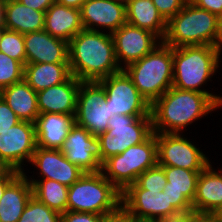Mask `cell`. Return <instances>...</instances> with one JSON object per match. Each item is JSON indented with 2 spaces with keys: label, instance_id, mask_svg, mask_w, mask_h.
Listing matches in <instances>:
<instances>
[{
  "label": "cell",
  "instance_id": "obj_1",
  "mask_svg": "<svg viewBox=\"0 0 222 222\" xmlns=\"http://www.w3.org/2000/svg\"><path fill=\"white\" fill-rule=\"evenodd\" d=\"M71 75L81 82L99 81L121 71L112 34L83 29L68 43Z\"/></svg>",
  "mask_w": 222,
  "mask_h": 222
},
{
  "label": "cell",
  "instance_id": "obj_2",
  "mask_svg": "<svg viewBox=\"0 0 222 222\" xmlns=\"http://www.w3.org/2000/svg\"><path fill=\"white\" fill-rule=\"evenodd\" d=\"M219 108L208 94L172 86L150 106L153 132L183 133L185 127Z\"/></svg>",
  "mask_w": 222,
  "mask_h": 222
},
{
  "label": "cell",
  "instance_id": "obj_3",
  "mask_svg": "<svg viewBox=\"0 0 222 222\" xmlns=\"http://www.w3.org/2000/svg\"><path fill=\"white\" fill-rule=\"evenodd\" d=\"M222 50L217 46L193 45L173 48L172 86L182 90H192L208 94L221 108L222 96L210 93L208 81L216 75L222 59Z\"/></svg>",
  "mask_w": 222,
  "mask_h": 222
},
{
  "label": "cell",
  "instance_id": "obj_4",
  "mask_svg": "<svg viewBox=\"0 0 222 222\" xmlns=\"http://www.w3.org/2000/svg\"><path fill=\"white\" fill-rule=\"evenodd\" d=\"M123 70L151 105L172 87L173 48L161 42L142 59Z\"/></svg>",
  "mask_w": 222,
  "mask_h": 222
},
{
  "label": "cell",
  "instance_id": "obj_5",
  "mask_svg": "<svg viewBox=\"0 0 222 222\" xmlns=\"http://www.w3.org/2000/svg\"><path fill=\"white\" fill-rule=\"evenodd\" d=\"M162 42L172 48L193 45L217 46V15L188 1L167 21Z\"/></svg>",
  "mask_w": 222,
  "mask_h": 222
},
{
  "label": "cell",
  "instance_id": "obj_6",
  "mask_svg": "<svg viewBox=\"0 0 222 222\" xmlns=\"http://www.w3.org/2000/svg\"><path fill=\"white\" fill-rule=\"evenodd\" d=\"M121 196L101 171L84 173L68 187L67 211L107 216L121 208Z\"/></svg>",
  "mask_w": 222,
  "mask_h": 222
},
{
  "label": "cell",
  "instance_id": "obj_7",
  "mask_svg": "<svg viewBox=\"0 0 222 222\" xmlns=\"http://www.w3.org/2000/svg\"><path fill=\"white\" fill-rule=\"evenodd\" d=\"M158 164L156 133L123 153L106 159L101 172L121 193L146 170Z\"/></svg>",
  "mask_w": 222,
  "mask_h": 222
},
{
  "label": "cell",
  "instance_id": "obj_8",
  "mask_svg": "<svg viewBox=\"0 0 222 222\" xmlns=\"http://www.w3.org/2000/svg\"><path fill=\"white\" fill-rule=\"evenodd\" d=\"M152 133L151 116L113 115L108 121L107 131L98 136L100 163L144 142Z\"/></svg>",
  "mask_w": 222,
  "mask_h": 222
},
{
  "label": "cell",
  "instance_id": "obj_9",
  "mask_svg": "<svg viewBox=\"0 0 222 222\" xmlns=\"http://www.w3.org/2000/svg\"><path fill=\"white\" fill-rule=\"evenodd\" d=\"M157 157L159 166L184 168L191 171H202L210 163L196 142L190 141L182 133H156Z\"/></svg>",
  "mask_w": 222,
  "mask_h": 222
},
{
  "label": "cell",
  "instance_id": "obj_10",
  "mask_svg": "<svg viewBox=\"0 0 222 222\" xmlns=\"http://www.w3.org/2000/svg\"><path fill=\"white\" fill-rule=\"evenodd\" d=\"M106 91L97 81L81 82L77 94L75 124L99 136L108 129L113 116L106 103Z\"/></svg>",
  "mask_w": 222,
  "mask_h": 222
},
{
  "label": "cell",
  "instance_id": "obj_11",
  "mask_svg": "<svg viewBox=\"0 0 222 222\" xmlns=\"http://www.w3.org/2000/svg\"><path fill=\"white\" fill-rule=\"evenodd\" d=\"M98 82L106 91L105 100L113 115L151 116V105L140 94L124 70Z\"/></svg>",
  "mask_w": 222,
  "mask_h": 222
},
{
  "label": "cell",
  "instance_id": "obj_12",
  "mask_svg": "<svg viewBox=\"0 0 222 222\" xmlns=\"http://www.w3.org/2000/svg\"><path fill=\"white\" fill-rule=\"evenodd\" d=\"M121 207L135 220H153L178 214L162 190H145L135 183L129 185L121 196Z\"/></svg>",
  "mask_w": 222,
  "mask_h": 222
},
{
  "label": "cell",
  "instance_id": "obj_13",
  "mask_svg": "<svg viewBox=\"0 0 222 222\" xmlns=\"http://www.w3.org/2000/svg\"><path fill=\"white\" fill-rule=\"evenodd\" d=\"M35 123L20 121L0 134V159L20 173L36 149ZM25 161V162H24Z\"/></svg>",
  "mask_w": 222,
  "mask_h": 222
},
{
  "label": "cell",
  "instance_id": "obj_14",
  "mask_svg": "<svg viewBox=\"0 0 222 222\" xmlns=\"http://www.w3.org/2000/svg\"><path fill=\"white\" fill-rule=\"evenodd\" d=\"M112 37L116 59L121 70L142 59L162 42L152 32L128 23L114 31Z\"/></svg>",
  "mask_w": 222,
  "mask_h": 222
},
{
  "label": "cell",
  "instance_id": "obj_15",
  "mask_svg": "<svg viewBox=\"0 0 222 222\" xmlns=\"http://www.w3.org/2000/svg\"><path fill=\"white\" fill-rule=\"evenodd\" d=\"M60 151L84 173L101 171L98 136L92 135L87 129L77 124L70 128Z\"/></svg>",
  "mask_w": 222,
  "mask_h": 222
},
{
  "label": "cell",
  "instance_id": "obj_16",
  "mask_svg": "<svg viewBox=\"0 0 222 222\" xmlns=\"http://www.w3.org/2000/svg\"><path fill=\"white\" fill-rule=\"evenodd\" d=\"M83 28L113 33L127 23L126 4L115 0H86L81 9ZM108 29V30H107Z\"/></svg>",
  "mask_w": 222,
  "mask_h": 222
},
{
  "label": "cell",
  "instance_id": "obj_17",
  "mask_svg": "<svg viewBox=\"0 0 222 222\" xmlns=\"http://www.w3.org/2000/svg\"><path fill=\"white\" fill-rule=\"evenodd\" d=\"M30 163L39 171L37 173L39 179L55 180L68 187L84 174L58 149L36 147Z\"/></svg>",
  "mask_w": 222,
  "mask_h": 222
},
{
  "label": "cell",
  "instance_id": "obj_18",
  "mask_svg": "<svg viewBox=\"0 0 222 222\" xmlns=\"http://www.w3.org/2000/svg\"><path fill=\"white\" fill-rule=\"evenodd\" d=\"M26 64L69 63L68 42L45 30L24 34Z\"/></svg>",
  "mask_w": 222,
  "mask_h": 222
},
{
  "label": "cell",
  "instance_id": "obj_19",
  "mask_svg": "<svg viewBox=\"0 0 222 222\" xmlns=\"http://www.w3.org/2000/svg\"><path fill=\"white\" fill-rule=\"evenodd\" d=\"M162 167L167 179L163 192L167 194L169 203L179 213L193 210L192 202L196 194L197 181L201 171L169 166Z\"/></svg>",
  "mask_w": 222,
  "mask_h": 222
},
{
  "label": "cell",
  "instance_id": "obj_20",
  "mask_svg": "<svg viewBox=\"0 0 222 222\" xmlns=\"http://www.w3.org/2000/svg\"><path fill=\"white\" fill-rule=\"evenodd\" d=\"M81 81L73 75L65 82L37 92L39 113L75 115Z\"/></svg>",
  "mask_w": 222,
  "mask_h": 222
},
{
  "label": "cell",
  "instance_id": "obj_21",
  "mask_svg": "<svg viewBox=\"0 0 222 222\" xmlns=\"http://www.w3.org/2000/svg\"><path fill=\"white\" fill-rule=\"evenodd\" d=\"M218 169L217 172L210 163L200 172L192 202L193 211L216 214L222 208V169Z\"/></svg>",
  "mask_w": 222,
  "mask_h": 222
},
{
  "label": "cell",
  "instance_id": "obj_22",
  "mask_svg": "<svg viewBox=\"0 0 222 222\" xmlns=\"http://www.w3.org/2000/svg\"><path fill=\"white\" fill-rule=\"evenodd\" d=\"M75 115L60 113H40L35 122L36 146L45 149H58L75 124Z\"/></svg>",
  "mask_w": 222,
  "mask_h": 222
},
{
  "label": "cell",
  "instance_id": "obj_23",
  "mask_svg": "<svg viewBox=\"0 0 222 222\" xmlns=\"http://www.w3.org/2000/svg\"><path fill=\"white\" fill-rule=\"evenodd\" d=\"M81 11L55 2L45 12L44 30L51 36L70 42L81 30Z\"/></svg>",
  "mask_w": 222,
  "mask_h": 222
},
{
  "label": "cell",
  "instance_id": "obj_24",
  "mask_svg": "<svg viewBox=\"0 0 222 222\" xmlns=\"http://www.w3.org/2000/svg\"><path fill=\"white\" fill-rule=\"evenodd\" d=\"M32 196L31 183L20 173L6 187L0 199V222H17Z\"/></svg>",
  "mask_w": 222,
  "mask_h": 222
},
{
  "label": "cell",
  "instance_id": "obj_25",
  "mask_svg": "<svg viewBox=\"0 0 222 222\" xmlns=\"http://www.w3.org/2000/svg\"><path fill=\"white\" fill-rule=\"evenodd\" d=\"M45 12L34 10L18 0H4L3 24L21 34L44 30Z\"/></svg>",
  "mask_w": 222,
  "mask_h": 222
},
{
  "label": "cell",
  "instance_id": "obj_26",
  "mask_svg": "<svg viewBox=\"0 0 222 222\" xmlns=\"http://www.w3.org/2000/svg\"><path fill=\"white\" fill-rule=\"evenodd\" d=\"M0 97L14 111L21 121L36 122L39 110L37 92L23 79L0 91Z\"/></svg>",
  "mask_w": 222,
  "mask_h": 222
},
{
  "label": "cell",
  "instance_id": "obj_27",
  "mask_svg": "<svg viewBox=\"0 0 222 222\" xmlns=\"http://www.w3.org/2000/svg\"><path fill=\"white\" fill-rule=\"evenodd\" d=\"M126 19L128 24L152 32L161 41L164 39L167 21L152 0H129L126 3Z\"/></svg>",
  "mask_w": 222,
  "mask_h": 222
},
{
  "label": "cell",
  "instance_id": "obj_28",
  "mask_svg": "<svg viewBox=\"0 0 222 222\" xmlns=\"http://www.w3.org/2000/svg\"><path fill=\"white\" fill-rule=\"evenodd\" d=\"M71 76L69 63H34L24 66V80L36 92L61 84Z\"/></svg>",
  "mask_w": 222,
  "mask_h": 222
},
{
  "label": "cell",
  "instance_id": "obj_29",
  "mask_svg": "<svg viewBox=\"0 0 222 222\" xmlns=\"http://www.w3.org/2000/svg\"><path fill=\"white\" fill-rule=\"evenodd\" d=\"M27 173L23 172L32 185L33 196L49 208L61 214L65 213L68 203V186L55 180L35 179L34 175L29 177Z\"/></svg>",
  "mask_w": 222,
  "mask_h": 222
},
{
  "label": "cell",
  "instance_id": "obj_30",
  "mask_svg": "<svg viewBox=\"0 0 222 222\" xmlns=\"http://www.w3.org/2000/svg\"><path fill=\"white\" fill-rule=\"evenodd\" d=\"M17 222H61V213L32 196Z\"/></svg>",
  "mask_w": 222,
  "mask_h": 222
},
{
  "label": "cell",
  "instance_id": "obj_31",
  "mask_svg": "<svg viewBox=\"0 0 222 222\" xmlns=\"http://www.w3.org/2000/svg\"><path fill=\"white\" fill-rule=\"evenodd\" d=\"M0 52L26 65L24 34L5 30L0 40Z\"/></svg>",
  "mask_w": 222,
  "mask_h": 222
},
{
  "label": "cell",
  "instance_id": "obj_32",
  "mask_svg": "<svg viewBox=\"0 0 222 222\" xmlns=\"http://www.w3.org/2000/svg\"><path fill=\"white\" fill-rule=\"evenodd\" d=\"M24 79V65L0 52V91Z\"/></svg>",
  "mask_w": 222,
  "mask_h": 222
},
{
  "label": "cell",
  "instance_id": "obj_33",
  "mask_svg": "<svg viewBox=\"0 0 222 222\" xmlns=\"http://www.w3.org/2000/svg\"><path fill=\"white\" fill-rule=\"evenodd\" d=\"M135 184L145 190H164L167 184L164 168L158 164L137 177Z\"/></svg>",
  "mask_w": 222,
  "mask_h": 222
},
{
  "label": "cell",
  "instance_id": "obj_34",
  "mask_svg": "<svg viewBox=\"0 0 222 222\" xmlns=\"http://www.w3.org/2000/svg\"><path fill=\"white\" fill-rule=\"evenodd\" d=\"M162 17L168 21L175 16L189 0H152Z\"/></svg>",
  "mask_w": 222,
  "mask_h": 222
},
{
  "label": "cell",
  "instance_id": "obj_35",
  "mask_svg": "<svg viewBox=\"0 0 222 222\" xmlns=\"http://www.w3.org/2000/svg\"><path fill=\"white\" fill-rule=\"evenodd\" d=\"M21 120L14 111L0 97V134L15 126Z\"/></svg>",
  "mask_w": 222,
  "mask_h": 222
},
{
  "label": "cell",
  "instance_id": "obj_36",
  "mask_svg": "<svg viewBox=\"0 0 222 222\" xmlns=\"http://www.w3.org/2000/svg\"><path fill=\"white\" fill-rule=\"evenodd\" d=\"M105 216L87 212L66 211L61 214V222H104Z\"/></svg>",
  "mask_w": 222,
  "mask_h": 222
},
{
  "label": "cell",
  "instance_id": "obj_37",
  "mask_svg": "<svg viewBox=\"0 0 222 222\" xmlns=\"http://www.w3.org/2000/svg\"><path fill=\"white\" fill-rule=\"evenodd\" d=\"M196 7L207 10L215 15L222 14L221 0H189Z\"/></svg>",
  "mask_w": 222,
  "mask_h": 222
},
{
  "label": "cell",
  "instance_id": "obj_38",
  "mask_svg": "<svg viewBox=\"0 0 222 222\" xmlns=\"http://www.w3.org/2000/svg\"><path fill=\"white\" fill-rule=\"evenodd\" d=\"M20 3L34 10L46 12L56 0H18Z\"/></svg>",
  "mask_w": 222,
  "mask_h": 222
},
{
  "label": "cell",
  "instance_id": "obj_39",
  "mask_svg": "<svg viewBox=\"0 0 222 222\" xmlns=\"http://www.w3.org/2000/svg\"><path fill=\"white\" fill-rule=\"evenodd\" d=\"M151 222H193V210L159 218Z\"/></svg>",
  "mask_w": 222,
  "mask_h": 222
},
{
  "label": "cell",
  "instance_id": "obj_40",
  "mask_svg": "<svg viewBox=\"0 0 222 222\" xmlns=\"http://www.w3.org/2000/svg\"><path fill=\"white\" fill-rule=\"evenodd\" d=\"M104 222H136L122 207L115 213L105 216Z\"/></svg>",
  "mask_w": 222,
  "mask_h": 222
},
{
  "label": "cell",
  "instance_id": "obj_41",
  "mask_svg": "<svg viewBox=\"0 0 222 222\" xmlns=\"http://www.w3.org/2000/svg\"><path fill=\"white\" fill-rule=\"evenodd\" d=\"M193 222H217V213H197L193 211Z\"/></svg>",
  "mask_w": 222,
  "mask_h": 222
},
{
  "label": "cell",
  "instance_id": "obj_42",
  "mask_svg": "<svg viewBox=\"0 0 222 222\" xmlns=\"http://www.w3.org/2000/svg\"><path fill=\"white\" fill-rule=\"evenodd\" d=\"M20 174L16 170H12L4 179L0 180V199L4 194L6 187Z\"/></svg>",
  "mask_w": 222,
  "mask_h": 222
},
{
  "label": "cell",
  "instance_id": "obj_43",
  "mask_svg": "<svg viewBox=\"0 0 222 222\" xmlns=\"http://www.w3.org/2000/svg\"><path fill=\"white\" fill-rule=\"evenodd\" d=\"M56 1L62 5H65L66 7L80 10L86 0H56Z\"/></svg>",
  "mask_w": 222,
  "mask_h": 222
},
{
  "label": "cell",
  "instance_id": "obj_44",
  "mask_svg": "<svg viewBox=\"0 0 222 222\" xmlns=\"http://www.w3.org/2000/svg\"><path fill=\"white\" fill-rule=\"evenodd\" d=\"M217 47L222 50V14L217 16Z\"/></svg>",
  "mask_w": 222,
  "mask_h": 222
},
{
  "label": "cell",
  "instance_id": "obj_45",
  "mask_svg": "<svg viewBox=\"0 0 222 222\" xmlns=\"http://www.w3.org/2000/svg\"><path fill=\"white\" fill-rule=\"evenodd\" d=\"M13 169L0 159V180L4 179Z\"/></svg>",
  "mask_w": 222,
  "mask_h": 222
},
{
  "label": "cell",
  "instance_id": "obj_46",
  "mask_svg": "<svg viewBox=\"0 0 222 222\" xmlns=\"http://www.w3.org/2000/svg\"><path fill=\"white\" fill-rule=\"evenodd\" d=\"M4 0H0V24H3Z\"/></svg>",
  "mask_w": 222,
  "mask_h": 222
},
{
  "label": "cell",
  "instance_id": "obj_47",
  "mask_svg": "<svg viewBox=\"0 0 222 222\" xmlns=\"http://www.w3.org/2000/svg\"><path fill=\"white\" fill-rule=\"evenodd\" d=\"M5 30H6V28H5L4 24H0V40H1L2 35H3Z\"/></svg>",
  "mask_w": 222,
  "mask_h": 222
},
{
  "label": "cell",
  "instance_id": "obj_48",
  "mask_svg": "<svg viewBox=\"0 0 222 222\" xmlns=\"http://www.w3.org/2000/svg\"><path fill=\"white\" fill-rule=\"evenodd\" d=\"M217 222H222V217L217 214Z\"/></svg>",
  "mask_w": 222,
  "mask_h": 222
},
{
  "label": "cell",
  "instance_id": "obj_49",
  "mask_svg": "<svg viewBox=\"0 0 222 222\" xmlns=\"http://www.w3.org/2000/svg\"><path fill=\"white\" fill-rule=\"evenodd\" d=\"M115 1H119V2L126 4L129 0H115Z\"/></svg>",
  "mask_w": 222,
  "mask_h": 222
},
{
  "label": "cell",
  "instance_id": "obj_50",
  "mask_svg": "<svg viewBox=\"0 0 222 222\" xmlns=\"http://www.w3.org/2000/svg\"><path fill=\"white\" fill-rule=\"evenodd\" d=\"M217 214L222 217V208L220 209V211Z\"/></svg>",
  "mask_w": 222,
  "mask_h": 222
}]
</instances>
